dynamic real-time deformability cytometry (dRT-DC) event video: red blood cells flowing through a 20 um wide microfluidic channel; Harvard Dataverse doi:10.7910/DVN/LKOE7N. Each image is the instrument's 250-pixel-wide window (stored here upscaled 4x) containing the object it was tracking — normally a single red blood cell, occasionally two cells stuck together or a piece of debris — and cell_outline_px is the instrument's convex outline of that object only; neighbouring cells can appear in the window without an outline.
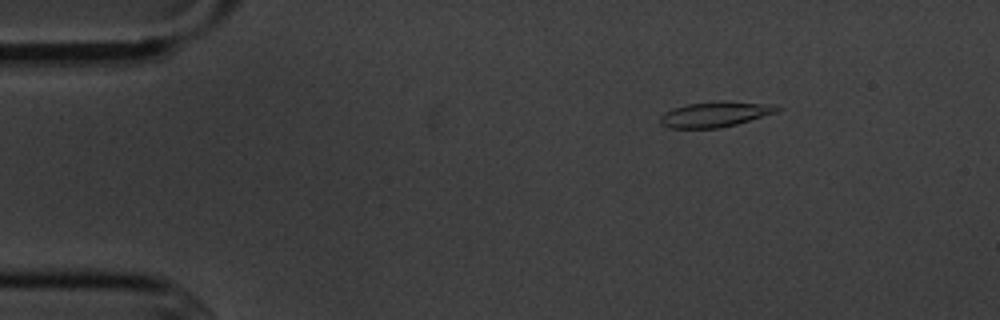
{"species": "common noctule bat (a hibernating species)", "species_latin": "Nyctalus noctula", "temperature_condition": "cold", "stored_images_in_passage": 4, "camera_frame_rate_fps": 3000, "um_per_image_px": 0.085, "animal": {"sex": "male", "body_mass_g": 20.1, "forearm_length_mm": 53.5}, "frame": {"image": 1, "passage_image": 1, "time_ms": 0.0, "image_size_px": [1000, 320], "cell_outline_px": [[784, 108], [776, 112], [736, 124], [720, 128], [668, 128], [660, 124], [660, 116], [664, 112], [672, 108], [688, 104], [724, 100], [776, 104]], "centroid_in_image_um": [60.81, 9.7], "position_along_channel_um": 24.2, "area_um2": 17.51}}
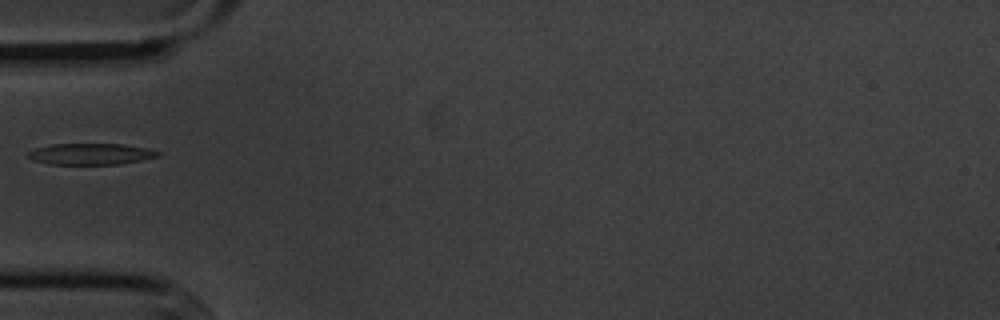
{"frame": {"image": 2, "passage_image": 4, "time_ms": 3.333, "image_size_px": [1000, 320], "cell_outline_px": [[164, 152], [160, 156], [120, 164], [48, 164], [32, 160], [24, 156], [24, 152], [36, 148], [52, 144], [124, 144]], "centroid_in_image_um": [7.66, 13.09], "position_along_channel_um": 77.3, "area_um2": 16.3}}